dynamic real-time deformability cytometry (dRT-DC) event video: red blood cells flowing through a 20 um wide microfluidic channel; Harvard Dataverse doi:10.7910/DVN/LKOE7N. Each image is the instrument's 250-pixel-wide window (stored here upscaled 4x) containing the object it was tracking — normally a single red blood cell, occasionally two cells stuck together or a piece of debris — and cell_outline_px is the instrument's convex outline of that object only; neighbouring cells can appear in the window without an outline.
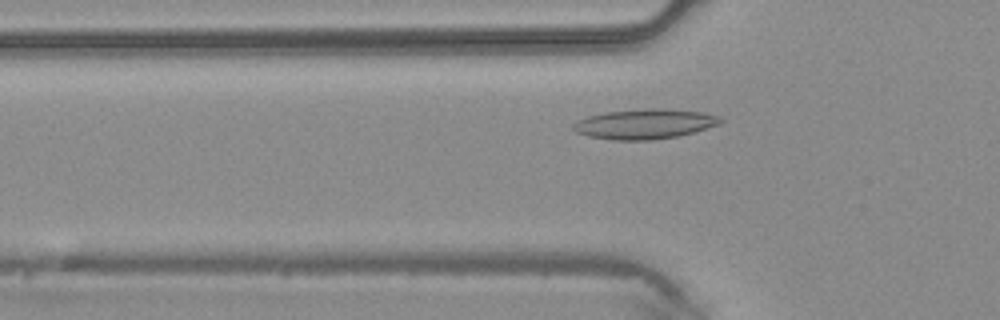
{"species": "common noctule bat (a hibernating species)", "species_latin": "Nyctalus noctula", "temperature_condition": "warm", "stored_images_in_passage": 40, "camera_frame_rate_fps": 3000, "um_per_image_px": 0.085, "animal": {"sex": "male", "body_mass_g": 20.4}, "frame": {"image": 1, "passage_image": 9, "time_ms": 2.667, "image_size_px": [1000, 320], "cell_outline_px": [[724, 120], [720, 124], [692, 132], [676, 136], [652, 140], [612, 140], [588, 136], [576, 132], [572, 128], [572, 124], [576, 120], [588, 116], [604, 112], [648, 108], [652, 108], [700, 112], [720, 116]], "centroid_in_image_um": [54.75, 10.54], "position_along_channel_um": 71.1, "area_um2": 25.55}}
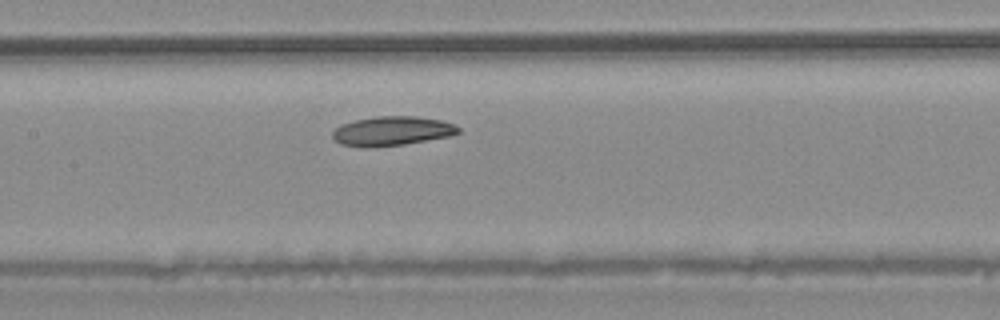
{"frame": {"image": 2, "passage_image": 16, "time_ms": 5.0, "image_size_px": [1000, 320], "cell_outline_px": [[460, 132], [448, 136], [404, 144], [364, 148], [340, 144], [332, 140], [332, 132], [336, 128], [344, 124], [356, 120], [376, 116], [416, 116], [440, 120], [452, 124], [460, 128]], "centroid_in_image_um": [33.27, 11.14], "position_along_channel_um": 174.1, "area_um2": 21.33}}
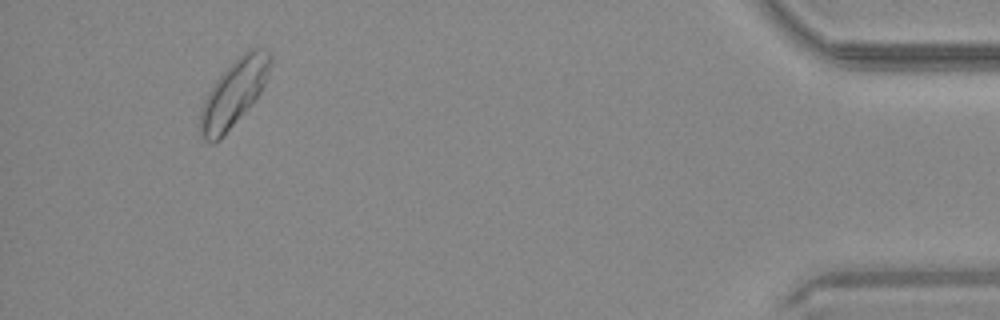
{"frame": {"image": 3, "passage_image": 37, "time_ms": 12.0, "image_size_px": [1000, 320], "cell_outline_px": [[272, 60], [264, 84], [260, 92], [220, 140], [204, 140], [200, 136], [200, 108], [208, 92], [216, 80], [244, 52], [252, 48], [264, 48], [272, 56]], "centroid_in_image_um": [19.86, 7.91], "position_along_channel_um": 415.3, "area_um2": 26.24}}